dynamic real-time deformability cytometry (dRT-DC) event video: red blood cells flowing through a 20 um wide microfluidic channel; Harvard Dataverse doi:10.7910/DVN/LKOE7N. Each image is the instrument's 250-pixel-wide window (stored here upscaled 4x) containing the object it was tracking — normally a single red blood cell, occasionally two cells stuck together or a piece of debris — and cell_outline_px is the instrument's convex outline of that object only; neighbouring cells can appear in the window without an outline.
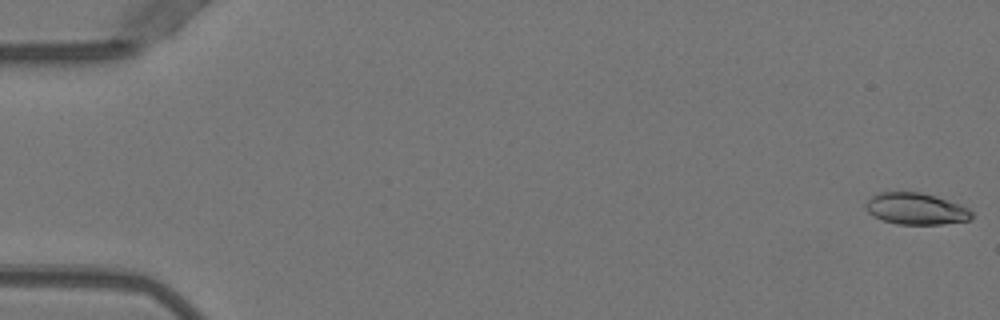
{"species": "Egyptian fruit bat (a non-hibernating species)", "species_latin": "Rousettus aegyptiacus", "temperature_condition": "warm", "stored_images_in_passage": 6, "segment_of_instrument_passage": [1, 2], "camera_frame_rate_fps": 3000, "um_per_image_px": 0.085, "animal": {"sex": "female"}, "frame": {"image": 1, "passage_image": 1, "time_ms": 0.0, "image_size_px": [1000, 320], "cell_outline_px": [[972, 220], [944, 224], [896, 224], [872, 216], [868, 212], [864, 204], [872, 196], [880, 192], [920, 192], [960, 204], [968, 208], [972, 212]], "centroid_in_image_um": [77.86, 17.75], "position_along_channel_um": 7.1, "area_um2": 19.48}}
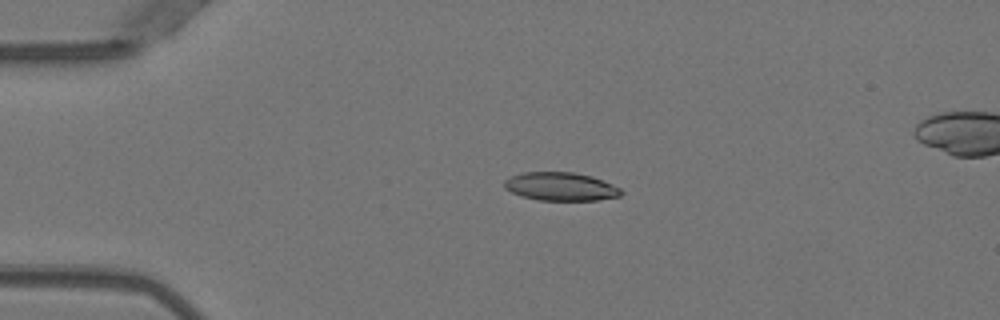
{"frame": {"image": 2, "passage_image": 4, "time_ms": 1.0, "image_size_px": [1000, 320], "cell_outline_px": [[624, 192], [620, 196], [596, 200], [540, 200], [520, 196], [504, 188], [504, 180], [512, 176], [524, 172], [572, 172], [592, 176], [612, 184], [620, 188]], "centroid_in_image_um": [47.66, 15.85], "position_along_channel_um": 37.3, "area_um2": 19.25}}